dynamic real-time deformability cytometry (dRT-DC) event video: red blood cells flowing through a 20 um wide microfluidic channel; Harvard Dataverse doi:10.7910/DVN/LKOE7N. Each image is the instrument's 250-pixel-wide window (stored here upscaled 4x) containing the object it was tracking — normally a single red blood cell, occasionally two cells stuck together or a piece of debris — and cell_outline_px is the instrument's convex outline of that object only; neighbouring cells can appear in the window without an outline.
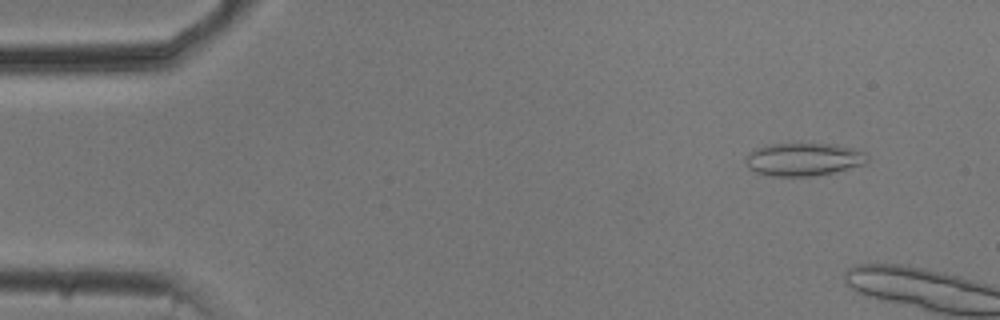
{"species": "common noctule bat (a hibernating species)", "species_latin": "Nyctalus noctula", "temperature_condition": "cold", "stored_images_in_passage": 4, "camera_frame_rate_fps": 3000, "um_per_image_px": 0.085, "animal": {"sex": "male", "body_mass_g": 20.5, "forearm_length_mm": 52.5}, "frame": {"image": 1, "passage_image": 1, "time_ms": 0.0, "image_size_px": [1000, 320], "cell_outline_px": [[868, 160], [864, 164], [832, 172], [812, 176], [772, 176], [756, 172], [748, 168], [744, 160], [744, 156], [748, 152], [756, 148], [768, 144], [836, 144], [852, 148], [864, 152], [868, 156]], "centroid_in_image_um": [68.25, 13.54], "position_along_channel_um": 16.8, "area_um2": 23.35}}